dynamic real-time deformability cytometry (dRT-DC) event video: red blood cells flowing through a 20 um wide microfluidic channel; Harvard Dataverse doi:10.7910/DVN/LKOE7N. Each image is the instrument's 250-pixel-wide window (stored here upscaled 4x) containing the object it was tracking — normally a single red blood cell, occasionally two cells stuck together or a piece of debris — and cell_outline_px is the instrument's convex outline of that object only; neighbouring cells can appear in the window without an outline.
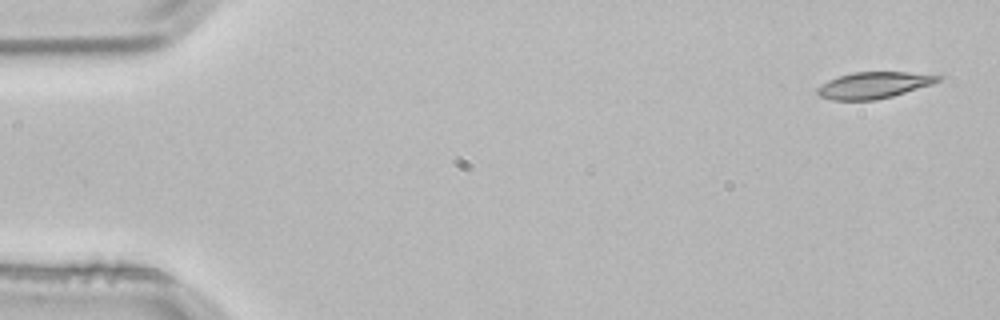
{"species": "common noctule bat (a hibernating species)", "species_latin": "Nyctalus noctula", "temperature_condition": "room temperature", "stored_images_in_passage": 4, "camera_frame_rate_fps": 3000, "um_per_image_px": 0.085, "animal": {"sex": "male", "body_mass_g": 21.5, "forearm_length_mm": 52.0}, "frame": {"image": 1, "passage_image": 1, "time_ms": 0.0, "image_size_px": [1000, 320], "cell_outline_px": [[944, 76], [940, 80], [932, 84], [892, 96], [876, 100], [832, 100], [820, 96], [816, 92], [816, 88], [828, 80], [852, 72], [904, 72]], "centroid_in_image_um": [74.24, 7.24], "position_along_channel_um": 10.8, "area_um2": 18.44}}
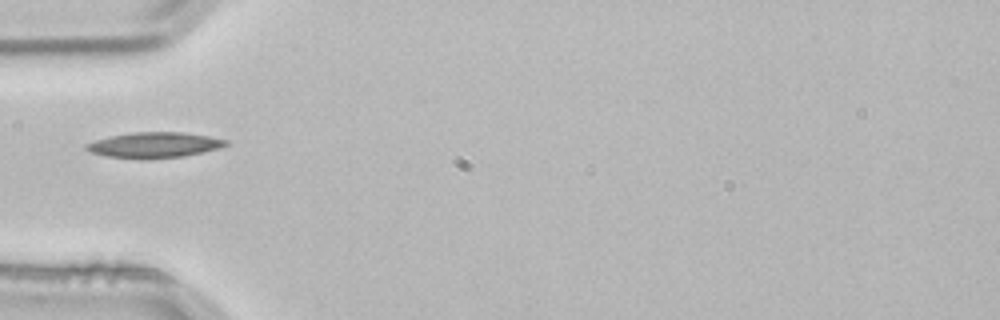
{"frame": {"image": 2, "passage_image": 4, "time_ms": 1.0, "image_size_px": [1000, 320], "cell_outline_px": [[232, 144], [220, 148], [184, 156], [108, 156], [92, 152], [84, 148], [84, 144], [108, 136], [132, 132], [184, 132], [208, 136], [228, 140]], "centroid_in_image_um": [13.18, 12.27], "position_along_channel_um": 71.8, "area_um2": 19.94}}